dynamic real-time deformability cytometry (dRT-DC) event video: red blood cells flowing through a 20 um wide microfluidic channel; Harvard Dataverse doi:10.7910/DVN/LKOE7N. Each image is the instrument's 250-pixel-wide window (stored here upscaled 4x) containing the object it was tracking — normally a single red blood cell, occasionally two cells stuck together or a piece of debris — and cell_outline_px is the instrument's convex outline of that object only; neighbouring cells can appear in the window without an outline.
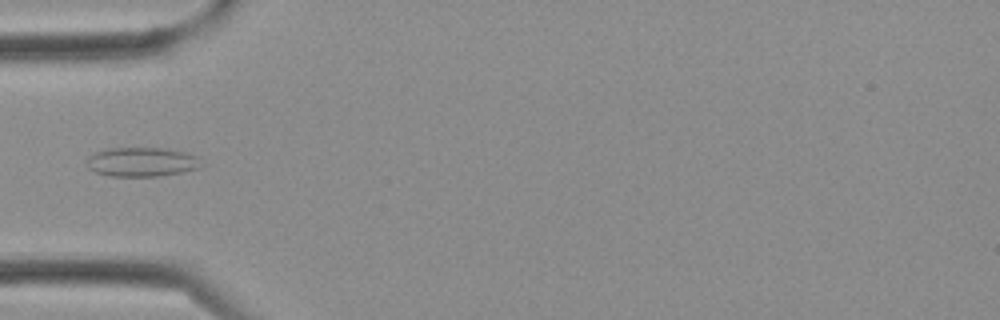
{"species": "Egyptian fruit bat (a non-hibernating species)", "species_latin": "Rousettus aegyptiacus", "temperature_condition": "cold", "stored_images_in_passage": 1, "camera_frame_rate_fps": 3000, "um_per_image_px": 0.085, "frame": {"image": 1, "passage_image": 1, "time_ms": 0.0, "image_size_px": [1000, 320], "cell_outline_px": [[204, 164], [200, 168], [184, 172], [156, 176], [112, 176], [96, 172], [88, 168], [88, 156], [96, 152], [112, 148], [160, 148], [184, 152], [196, 156]], "centroid_in_image_um": [12.09, 13.77], "position_along_channel_um": 72.9, "area_um2": 19.36}}